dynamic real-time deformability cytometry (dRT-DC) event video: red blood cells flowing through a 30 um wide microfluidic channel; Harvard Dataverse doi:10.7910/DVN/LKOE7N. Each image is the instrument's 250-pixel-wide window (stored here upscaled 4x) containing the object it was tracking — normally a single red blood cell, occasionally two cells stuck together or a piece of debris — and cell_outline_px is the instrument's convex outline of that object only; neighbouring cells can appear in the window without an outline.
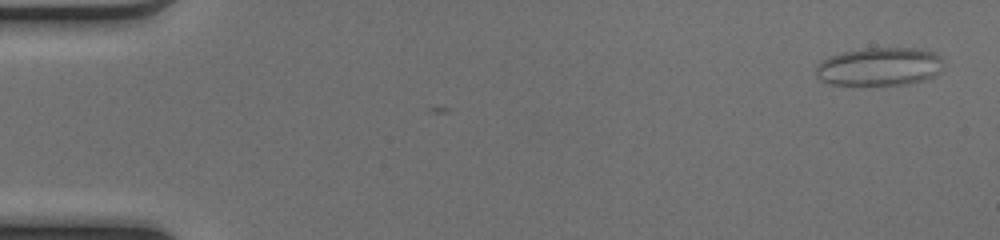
{"species": "common noctule bat (a hibernating species)", "species_latin": "Nyctalus noctula", "temperature_condition": "cold", "stored_images_in_passage": 3, "camera_frame_rate_fps": 3000, "um_per_image_px": 0.085, "animal": {"sex": "female", "body_mass_g": 17.0, "forearm_length_mm": 48.0}, "frame": {"image": 1, "passage_image": 1, "time_ms": 0.0, "image_size_px": [1000, 240], "cell_outline_px": [[944, 64], [940, 72], [924, 80], [908, 84], [832, 84], [820, 80], [816, 76], [816, 64], [820, 60], [844, 52], [868, 48], [912, 48], [932, 52], [940, 56]], "centroid_in_image_um": [74.75, 5.66], "position_along_channel_um": 10.2, "area_um2": 28.21}}